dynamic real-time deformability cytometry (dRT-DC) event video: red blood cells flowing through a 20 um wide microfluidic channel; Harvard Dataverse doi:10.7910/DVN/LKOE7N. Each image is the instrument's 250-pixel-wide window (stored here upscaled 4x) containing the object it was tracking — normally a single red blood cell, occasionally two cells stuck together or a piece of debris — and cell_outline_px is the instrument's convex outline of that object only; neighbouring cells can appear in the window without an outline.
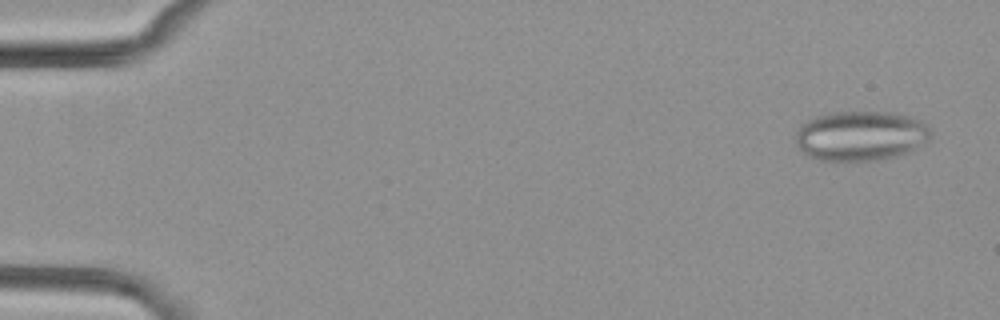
{"species": "common noctule bat (a hibernating species)", "species_latin": "Nyctalus noctula", "temperature_condition": "cold", "stored_images_in_passage": 14, "camera_frame_rate_fps": 3000, "um_per_image_px": 0.085, "animal": {"sex": "female", "body_mass_g": 29.2, "forearm_length_mm": 56.3}, "frame": {"image": 1, "passage_image": 3, "time_ms": 0.667, "image_size_px": [1000, 320], "cell_outline_px": [[932, 128], [928, 140], [912, 152], [900, 156], [876, 160], [820, 160], [808, 156], [796, 144], [796, 132], [808, 120], [816, 116], [828, 112], [896, 112], [920, 120]], "centroid_in_image_um": [73.21, 11.54], "position_along_channel_um": 11.8, "area_um2": 39.42}}